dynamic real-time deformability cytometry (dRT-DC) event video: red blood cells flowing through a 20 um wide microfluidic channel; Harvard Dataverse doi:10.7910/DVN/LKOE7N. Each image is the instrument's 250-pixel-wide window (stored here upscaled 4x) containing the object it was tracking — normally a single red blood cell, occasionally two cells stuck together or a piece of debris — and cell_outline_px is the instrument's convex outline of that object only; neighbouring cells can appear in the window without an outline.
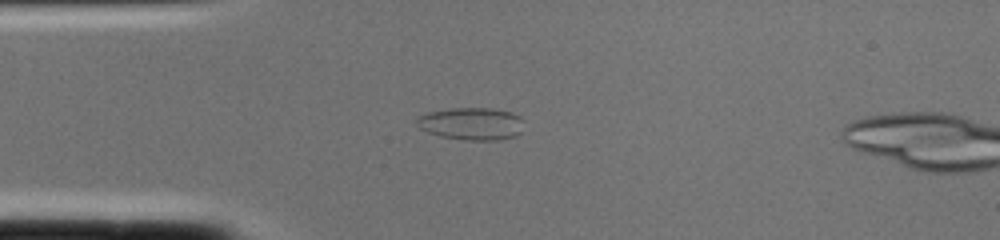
{"species": "common noctule bat (a hibernating species)", "species_latin": "Nyctalus noctula", "temperature_condition": "cold", "stored_images_in_passage": 4, "camera_frame_rate_fps": 3000, "um_per_image_px": 0.085, "animal": {"sex": "female", "body_mass_g": 22.0, "forearm_length_mm": 56.7}, "frame": {"image": 1, "passage_image": 3, "time_ms": 0.667, "image_size_px": [1000, 240], "cell_outline_px": [[524, 120], [520, 132], [516, 136], [496, 140], [464, 140], [440, 136], [428, 132], [420, 128], [416, 124], [416, 120], [420, 116], [428, 112], [452, 108], [492, 108], [512, 112], [520, 116]], "centroid_in_image_um": [40.1, 10.51], "position_along_channel_um": 44.9, "area_um2": 20.35}}